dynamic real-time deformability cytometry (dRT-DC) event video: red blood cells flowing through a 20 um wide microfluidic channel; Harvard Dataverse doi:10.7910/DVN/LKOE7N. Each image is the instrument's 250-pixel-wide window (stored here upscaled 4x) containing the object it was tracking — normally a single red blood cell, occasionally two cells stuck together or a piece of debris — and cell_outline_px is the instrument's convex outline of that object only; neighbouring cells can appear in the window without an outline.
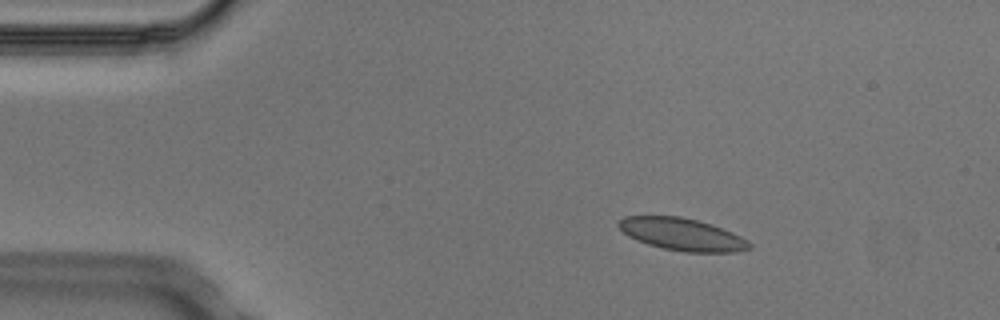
{"species": "Egyptian fruit bat (a non-hibernating species)", "species_latin": "Rousettus aegyptiacus", "temperature_condition": "cold", "stored_images_in_passage": 5, "camera_frame_rate_fps": 3000, "um_per_image_px": 0.085, "animal": {"sex": "male"}, "frame": {"image": 1, "passage_image": 2, "time_ms": 0.333, "image_size_px": [1000, 320], "cell_outline_px": [[752, 248], [736, 252], [684, 252], [664, 248], [648, 244], [636, 240], [628, 236], [616, 224], [624, 216], [680, 216], [712, 224], [732, 232], [748, 240], [752, 244]], "centroid_in_image_um": [58.0, 19.92], "position_along_channel_um": 27.0, "area_um2": 24.62}}
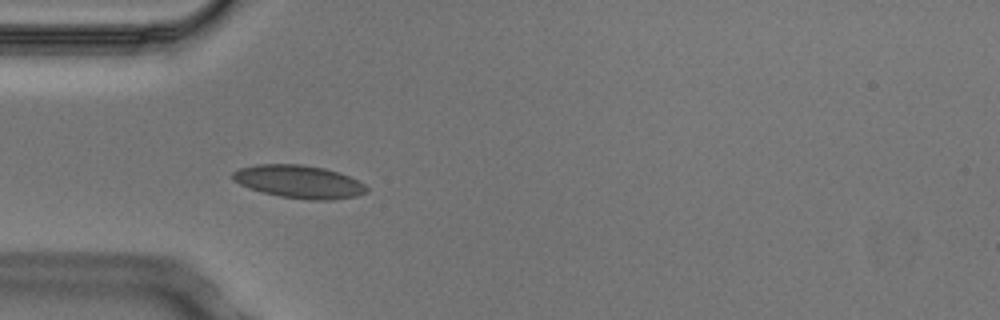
{"frame": {"image": 2, "passage_image": 4, "time_ms": 1.0, "image_size_px": [1000, 320], "cell_outline_px": [[368, 192], [356, 196], [332, 200], [308, 200], [280, 196], [260, 192], [248, 188], [232, 180], [232, 172], [240, 168], [256, 164], [300, 164], [324, 168], [340, 172], [364, 184], [368, 188]], "centroid_in_image_um": [25.4, 15.45], "position_along_channel_um": 59.6, "area_um2": 25.84}}